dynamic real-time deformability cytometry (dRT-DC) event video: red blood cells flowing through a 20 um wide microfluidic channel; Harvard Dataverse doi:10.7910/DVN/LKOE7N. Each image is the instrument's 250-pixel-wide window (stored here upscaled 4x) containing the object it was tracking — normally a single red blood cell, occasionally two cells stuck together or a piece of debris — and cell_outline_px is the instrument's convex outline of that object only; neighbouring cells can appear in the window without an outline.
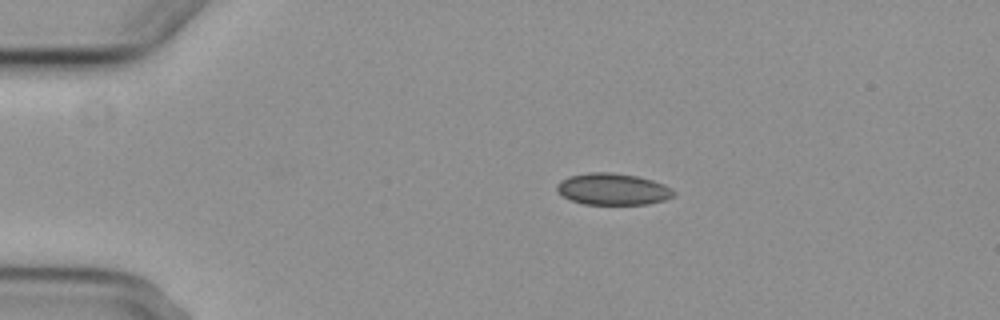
{"species": "common noctule bat (a hibernating species)", "species_latin": "Nyctalus noctula", "temperature_condition": "cold", "stored_images_in_passage": 7, "camera_frame_rate_fps": 3000, "um_per_image_px": 0.085, "animal": {"sex": "female", "body_mass_g": 29.2, "forearm_length_mm": 56.3}, "frame": {"image": 1, "passage_image": 3, "time_ms": 2.333, "image_size_px": [1000, 320], "cell_outline_px": [[676, 196], [664, 200], [644, 204], [584, 204], [572, 200], [564, 196], [556, 188], [556, 184], [560, 180], [568, 176], [588, 172], [612, 172], [636, 176], [652, 180], [664, 184], [672, 188], [676, 192]], "centroid_in_image_um": [52.11, 16.06], "position_along_channel_um": 32.9, "area_um2": 21.56}}
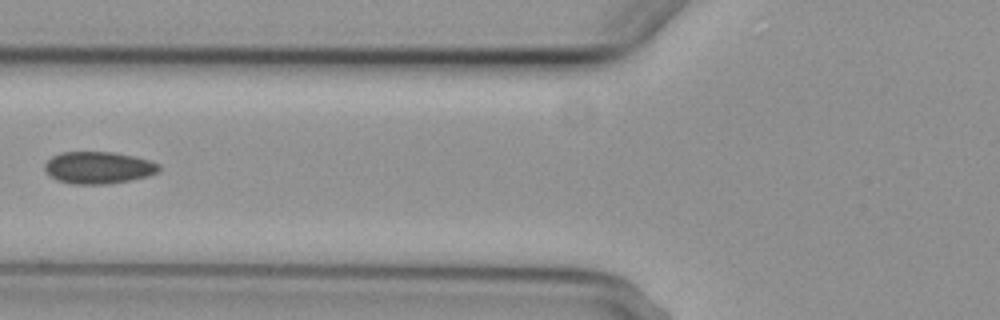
{"frame": {"image": 2, "passage_image": 6, "time_ms": 6.0, "image_size_px": [1000, 320], "cell_outline_px": [[160, 172], [148, 176], [108, 184], [72, 184], [56, 180], [44, 172], [44, 164], [52, 156], [60, 152], [112, 152], [136, 156], [160, 164]], "centroid_in_image_um": [8.35, 14.25], "position_along_channel_um": 117.5, "area_um2": 21.56}}
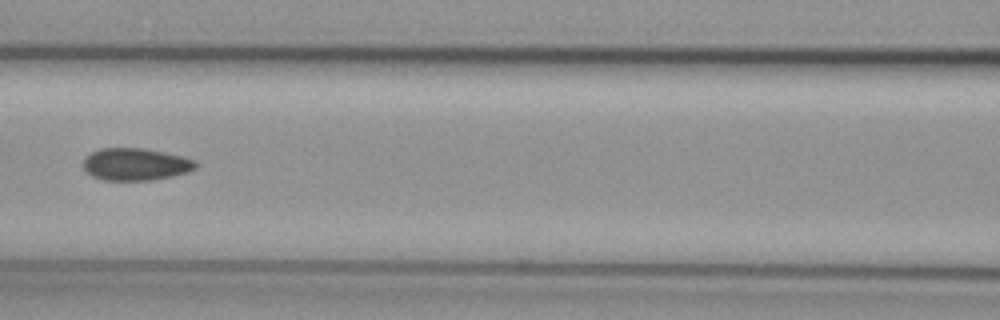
{"frame": {"image": 3, "passage_image": 7, "time_ms": 7.0, "image_size_px": [1000, 320], "cell_outline_px": [[196, 168], [188, 172], [172, 176], [152, 180], [104, 180], [92, 176], [80, 164], [92, 152], [100, 148], [144, 148], [184, 156], [196, 160]], "centroid_in_image_um": [11.54, 13.96], "position_along_channel_um": 155.1, "area_um2": 21.21}}